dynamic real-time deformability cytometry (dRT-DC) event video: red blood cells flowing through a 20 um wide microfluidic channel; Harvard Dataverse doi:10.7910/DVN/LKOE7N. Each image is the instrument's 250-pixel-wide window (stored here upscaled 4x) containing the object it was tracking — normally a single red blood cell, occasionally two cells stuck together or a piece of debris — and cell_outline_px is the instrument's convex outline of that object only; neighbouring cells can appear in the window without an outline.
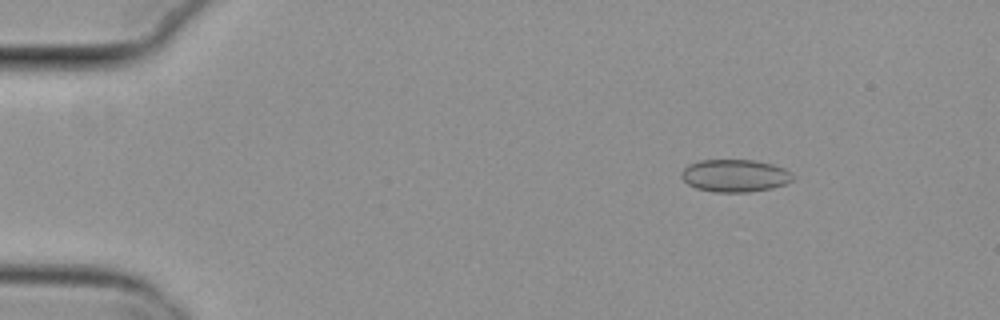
{"species": "common noctule bat (a hibernating species)", "species_latin": "Nyctalus noctula", "temperature_condition": "cold", "stored_images_in_passage": 55, "camera_frame_rate_fps": 3000, "um_per_image_px": 0.085, "animal": {"sex": "female", "body_mass_g": 29.2, "forearm_length_mm": 56.3}, "frame": {"image": 1, "passage_image": 8, "time_ms": 2.333, "image_size_px": [1000, 320], "cell_outline_px": [[796, 176], [792, 180], [784, 184], [772, 188], [748, 192], [712, 192], [696, 188], [688, 184], [680, 176], [680, 172], [688, 164], [700, 160], [752, 160], [772, 164], [784, 168]], "centroid_in_image_um": [62.45, 14.93], "position_along_channel_um": 22.6, "area_um2": 21.21}}
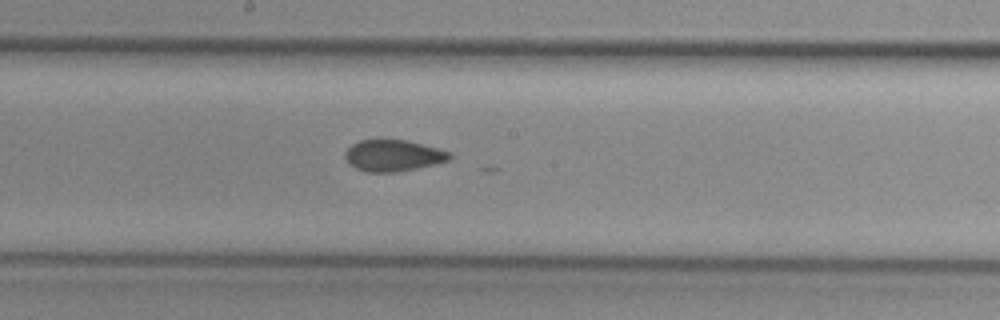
{"frame": {"image": 2, "passage_image": 30, "time_ms": 9.667, "image_size_px": [1000, 320], "cell_outline_px": [[452, 156], [448, 160], [436, 164], [396, 172], [368, 172], [356, 168], [344, 156], [344, 152], [352, 144], [360, 140], [380, 136], [404, 140], [452, 152]], "centroid_in_image_um": [33.39, 13.18], "position_along_channel_um": 214.8, "area_um2": 19.48}}
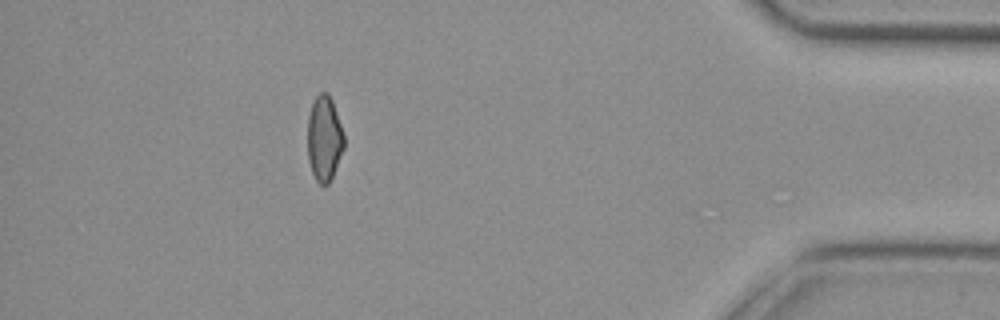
{"frame": {"image": 3, "passage_image": 49, "time_ms": 16.0, "image_size_px": [1000, 320], "cell_outline_px": [[344, 148], [332, 176], [328, 184], [320, 184], [316, 180], [312, 172], [308, 160], [308, 116], [312, 104], [316, 96], [320, 92], [328, 92], [332, 100], [344, 136]], "centroid_in_image_um": [27.55, 11.76], "position_along_channel_um": 407.6, "area_um2": 17.92}}